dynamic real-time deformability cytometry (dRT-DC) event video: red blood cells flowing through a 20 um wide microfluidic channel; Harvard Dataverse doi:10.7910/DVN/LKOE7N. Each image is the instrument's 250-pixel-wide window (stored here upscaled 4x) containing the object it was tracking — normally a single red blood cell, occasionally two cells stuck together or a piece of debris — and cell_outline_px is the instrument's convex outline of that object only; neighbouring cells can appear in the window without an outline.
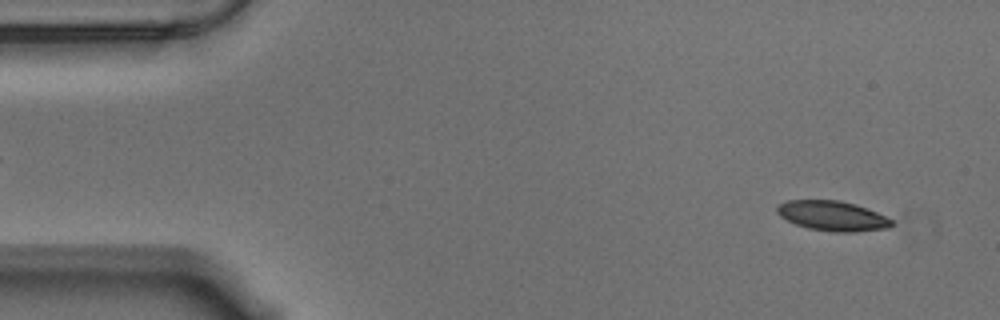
{"species": "Egyptian fruit bat (a non-hibernating species)", "species_latin": "Rousettus aegyptiacus", "temperature_condition": "warm", "stored_images_in_passage": 56, "camera_frame_rate_fps": 3000, "um_per_image_px": 0.085, "animal": {"sex": "male"}, "frame": {"image": 1, "passage_image": 3, "time_ms": 0.667, "image_size_px": [1000, 320], "cell_outline_px": [[892, 224], [888, 228], [856, 232], [832, 232], [808, 228], [796, 224], [780, 216], [776, 212], [776, 208], [780, 204], [788, 200], [840, 200], [856, 204], [876, 212], [892, 220]], "centroid_in_image_um": [70.75, 18.35], "position_along_channel_um": 14.3, "area_um2": 19.88}}
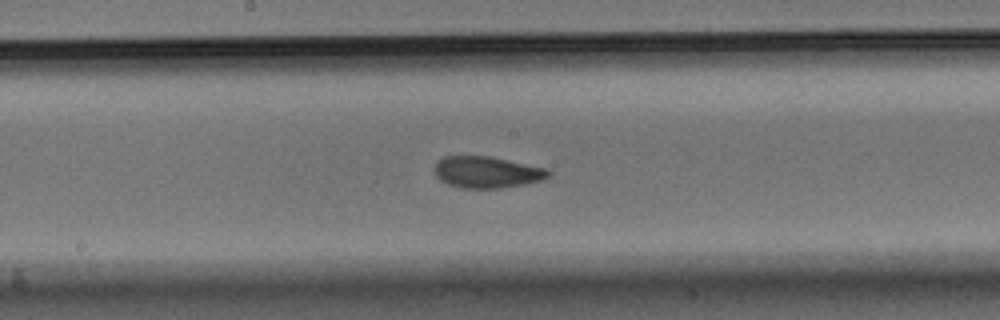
{"frame": {"image": 2, "passage_image": 28, "time_ms": 9.0, "image_size_px": [1000, 320], "cell_outline_px": [[552, 172], [548, 176], [540, 180], [524, 184], [500, 188], [460, 188], [448, 184], [440, 180], [436, 176], [432, 168], [444, 156], [488, 156], [548, 168]], "centroid_in_image_um": [41.36, 14.63], "position_along_channel_um": 206.8, "area_um2": 20.92}}
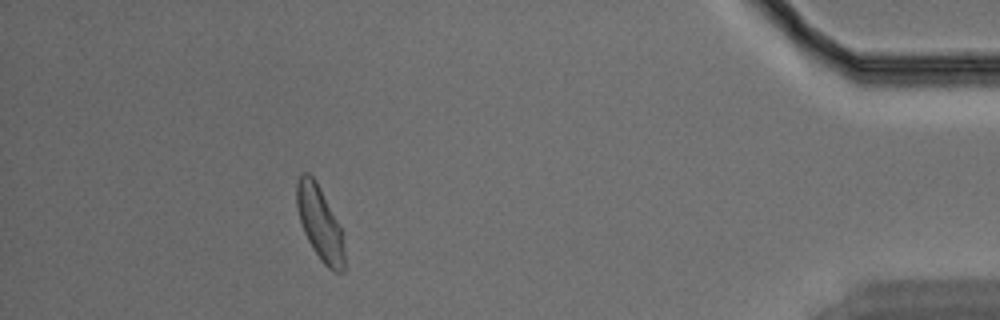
{"frame": {"image": 3, "passage_image": 50, "time_ms": 16.333, "image_size_px": [1000, 320], "cell_outline_px": [[344, 272], [332, 272], [320, 260], [312, 248], [304, 232], [296, 208], [296, 184], [300, 172], [308, 172], [316, 180], [340, 228], [344, 252]], "centroid_in_image_um": [27.15, 18.96], "position_along_channel_um": 408.1, "area_um2": 20.35}, "authors_computed_cell_mechanics": {"area_um2": 20.6346, "velocity_mm_per_s": 3.5127, "shape_relaxation_time_tau1_ms": 4.1209, "shape_relaxation_time_tau2_ms": 2.0883, "deformation_change_tau1": 0.1353, "deformation_change_tau2": 0.0688}}